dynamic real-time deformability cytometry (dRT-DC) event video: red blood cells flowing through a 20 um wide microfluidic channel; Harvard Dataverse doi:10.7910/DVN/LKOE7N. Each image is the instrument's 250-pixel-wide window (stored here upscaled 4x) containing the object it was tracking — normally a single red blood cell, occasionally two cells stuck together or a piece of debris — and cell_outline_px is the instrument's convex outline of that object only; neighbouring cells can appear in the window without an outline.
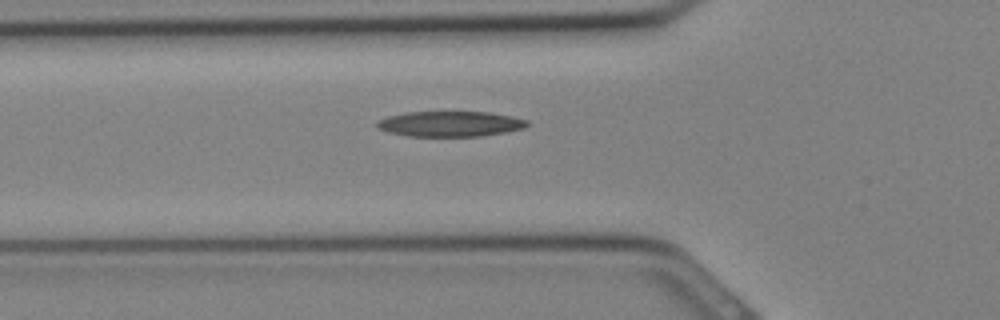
{"species": "Egyptian fruit bat (a non-hibernating species)", "species_latin": "Rousettus aegyptiacus", "temperature_condition": "cold", "stored_images_in_passage": 23, "camera_frame_rate_fps": 3000, "um_per_image_px": 0.085, "animal": {"sex": "female"}, "frame": {"image": 1, "passage_image": 4, "time_ms": 1.0, "image_size_px": [1000, 320], "cell_outline_px": [[532, 124], [524, 128], [484, 136], [408, 136], [388, 132], [376, 128], [376, 120], [388, 116], [404, 112], [488, 112], [512, 116], [528, 120]], "centroid_in_image_um": [38.26, 10.53], "position_along_channel_um": 87.5, "area_um2": 22.43}}
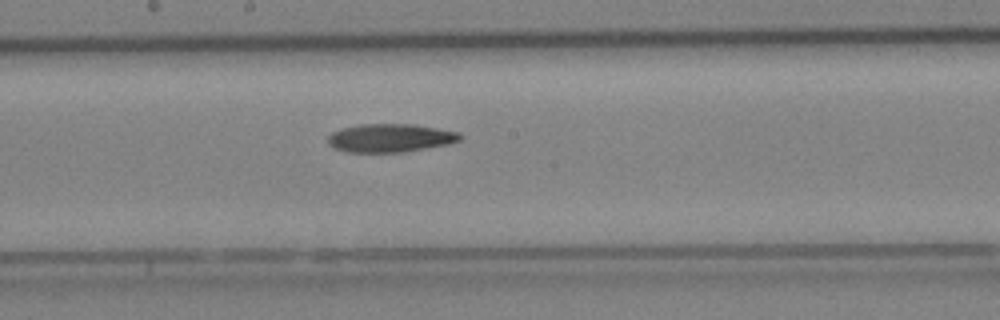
{"frame": {"image": 2, "passage_image": 10, "time_ms": 3.0, "image_size_px": [1000, 320], "cell_outline_px": [[464, 136], [460, 140], [448, 144], [404, 152], [344, 152], [332, 148], [328, 144], [328, 136], [332, 132], [344, 128], [360, 124], [412, 124], [460, 132]], "centroid_in_image_um": [33.16, 11.73], "position_along_channel_um": 215.0, "area_um2": 21.91}}
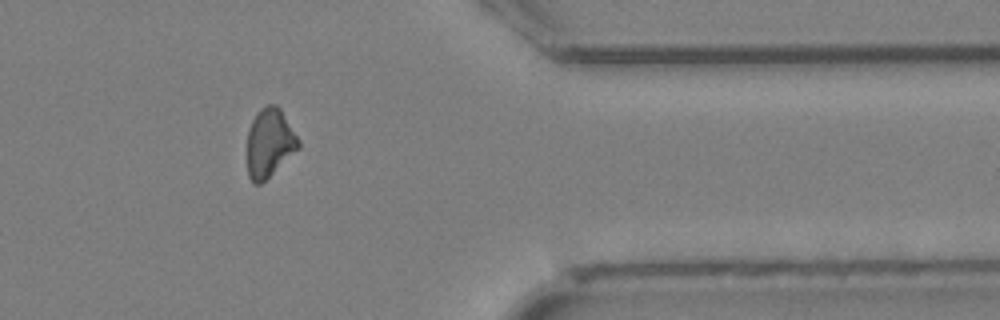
{"frame": {"image": 3, "passage_image": 19, "time_ms": 6.0, "image_size_px": [1000, 320], "cell_outline_px": [[300, 148], [260, 184], [252, 184], [248, 176], [248, 128], [256, 112], [260, 108], [268, 104], [276, 104], [280, 108], [300, 140]], "centroid_in_image_um": [22.91, 12.13], "position_along_channel_um": 388.5, "area_um2": 20.58}}